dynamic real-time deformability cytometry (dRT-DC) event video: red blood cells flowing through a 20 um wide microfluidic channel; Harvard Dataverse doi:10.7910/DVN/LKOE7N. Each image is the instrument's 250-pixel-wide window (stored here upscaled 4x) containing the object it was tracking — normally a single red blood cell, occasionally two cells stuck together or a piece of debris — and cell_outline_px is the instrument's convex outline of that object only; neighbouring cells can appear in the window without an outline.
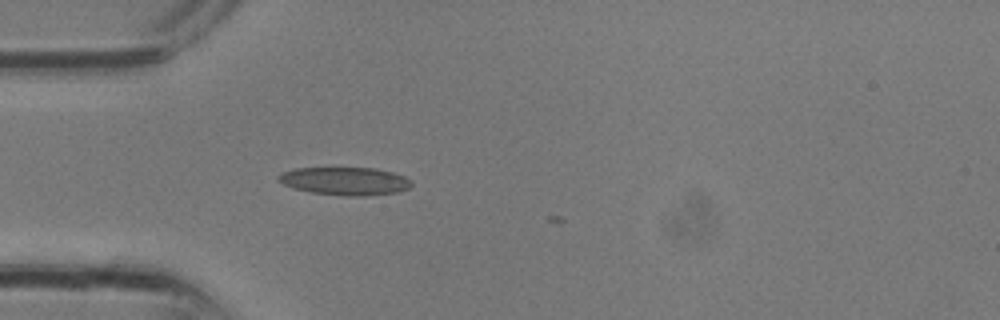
{"species": "common noctule bat (a hibernating species)", "species_latin": "Nyctalus noctula", "temperature_condition": "room temperature", "stored_images_in_passage": 2, "camera_frame_rate_fps": 3000, "um_per_image_px": 0.085, "animal": {"sex": "male", "body_mass_g": 13.3}, "frame": {"image": 1, "passage_image": 1, "time_ms": 0.0, "image_size_px": [1000, 320], "cell_outline_px": [[412, 184], [408, 188], [396, 192], [364, 196], [348, 196], [312, 192], [296, 188], [284, 184], [276, 180], [276, 176], [280, 172], [296, 168], [376, 168], [392, 172], [404, 176], [412, 180]], "centroid_in_image_um": [29.31, 15.38], "position_along_channel_um": 55.7, "area_um2": 21.62}}